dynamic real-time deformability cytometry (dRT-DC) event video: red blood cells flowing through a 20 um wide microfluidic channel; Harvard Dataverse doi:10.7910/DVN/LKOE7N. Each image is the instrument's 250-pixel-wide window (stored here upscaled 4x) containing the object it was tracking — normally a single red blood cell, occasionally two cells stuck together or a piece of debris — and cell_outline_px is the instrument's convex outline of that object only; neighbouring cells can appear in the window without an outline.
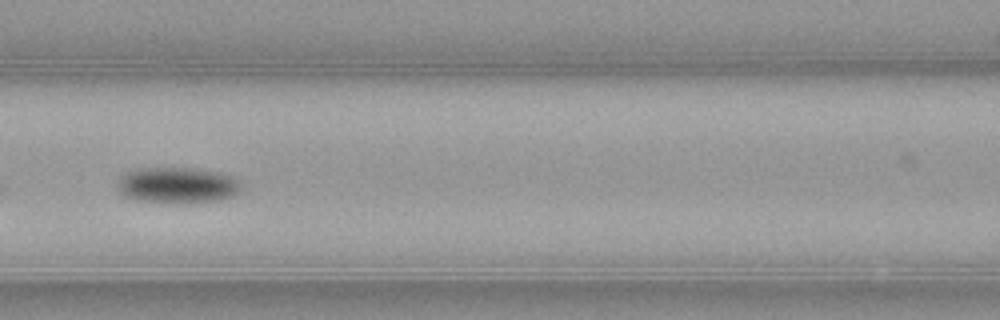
{"species": "common noctule bat (a hibernating species)", "species_latin": "Nyctalus noctula", "temperature_condition": "warm", "stored_images_in_passage": 41, "camera_frame_rate_fps": 3000, "um_per_image_px": 0.085, "animal": {"sex": "female", "body_mass_g": 21.9}, "frame": {"image": 1, "passage_image": 12, "time_ms": 3.667, "image_size_px": [1000, 320], "cell_outline_px": [[240, 188], [232, 196], [220, 200], [176, 204], [172, 204], [136, 200], [124, 196], [116, 188], [116, 184], [120, 176], [124, 172], [140, 168], [196, 168], [220, 172], [232, 176], [240, 184]], "centroid_in_image_um": [15.01, 15.75], "position_along_channel_um": 151.6, "area_um2": 26.36}}
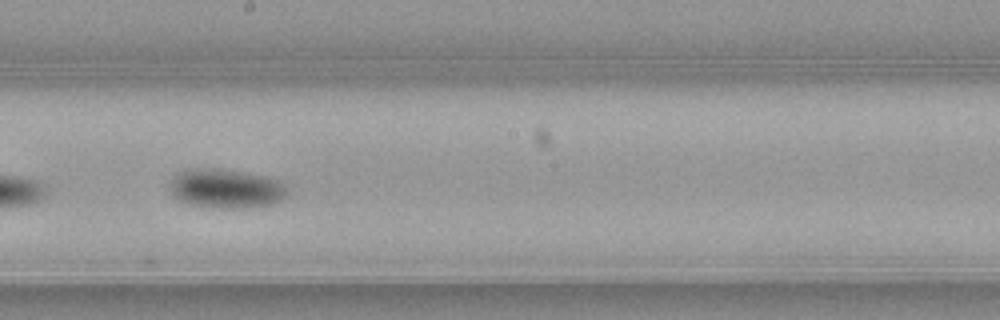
{"frame": {"image": 2, "passage_image": 18, "time_ms": 5.667, "image_size_px": [1000, 320], "cell_outline_px": [[288, 196], [272, 204], [240, 208], [212, 208], [188, 204], [180, 200], [172, 192], [172, 180], [184, 168], [220, 168], [244, 172], [264, 176], [280, 180], [288, 188]], "centroid_in_image_um": [19.26, 16.02], "position_along_channel_um": 228.9, "area_um2": 26.93}}
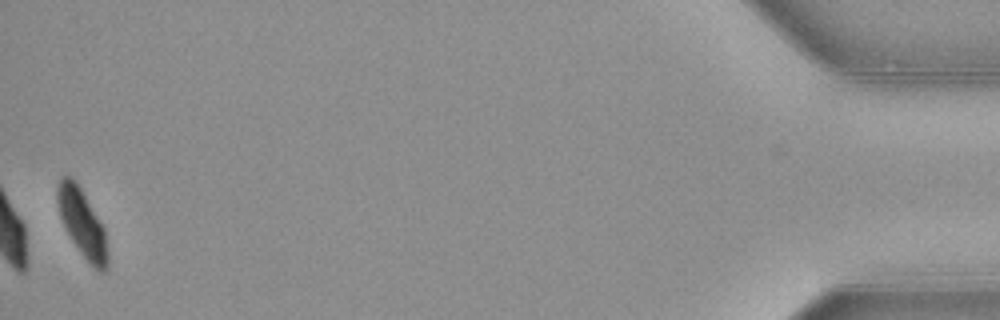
{"frame": {"image": 3, "passage_image": 41, "time_ms": 13.333, "image_size_px": [1000, 320], "cell_outline_px": [[108, 268], [104, 272], [100, 272], [80, 252], [72, 240], [60, 216], [56, 200], [56, 188], [60, 176], [68, 176], [80, 188], [104, 228], [108, 252]], "centroid_in_image_um": [6.98, 18.97], "position_along_channel_um": 428.2, "area_um2": 19.31}, "authors_computed_cell_mechanics": {"area_um2": 25.0274, "velocity_mm_per_s": 3.8919, "shape_relaxation_time_tau1_ms": 1.8447, "shape_relaxation_time_tau2_ms": null, "deformation_change_tau1": 0.1323, "deformation_change_tau2": null}}